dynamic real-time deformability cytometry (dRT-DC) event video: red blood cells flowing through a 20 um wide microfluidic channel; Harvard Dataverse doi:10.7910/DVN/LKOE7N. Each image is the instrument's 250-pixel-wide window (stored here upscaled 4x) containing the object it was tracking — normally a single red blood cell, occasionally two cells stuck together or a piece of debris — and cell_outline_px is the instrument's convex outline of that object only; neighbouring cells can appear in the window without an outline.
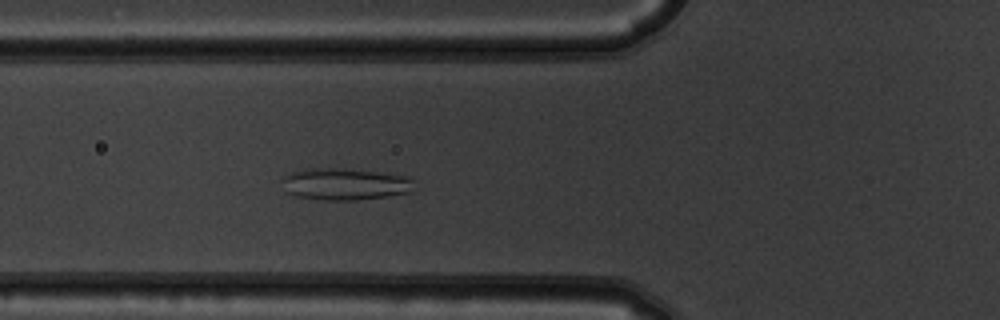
{"species": "common noctule bat (a hibernating species)", "species_latin": "Nyctalus noctula", "temperature_condition": "warm", "stored_images_in_passage": 5, "camera_frame_rate_fps": 3000, "um_per_image_px": 0.085, "animal": {"sex": "male", "body_mass_g": 19.5, "forearm_length_mm": 54.6}, "frame": {"image": 1, "passage_image": 5, "time_ms": 1.333, "image_size_px": [1000, 320], "cell_outline_px": [[412, 180], [408, 192], [388, 196], [356, 200], [324, 200], [292, 196], [284, 192], [280, 180], [284, 176], [292, 172], [312, 168], [344, 168], [388, 172], [412, 176]], "centroid_in_image_um": [29.26, 15.63], "position_along_channel_um": 96.5, "area_um2": 24.97}}